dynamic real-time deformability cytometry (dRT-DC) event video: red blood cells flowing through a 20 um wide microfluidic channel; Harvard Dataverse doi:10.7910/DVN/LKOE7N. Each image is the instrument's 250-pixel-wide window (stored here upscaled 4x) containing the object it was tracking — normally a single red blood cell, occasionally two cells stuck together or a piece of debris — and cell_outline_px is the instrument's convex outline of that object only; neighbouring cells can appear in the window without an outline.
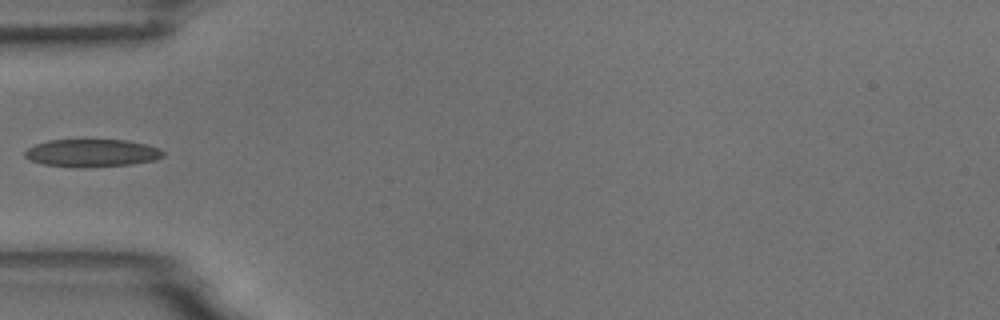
{"species": "common noctule bat (a hibernating species)", "species_latin": "Nyctalus noctula", "temperature_condition": "room temperature", "stored_images_in_passage": 6, "camera_frame_rate_fps": 3000, "um_per_image_px": 0.085, "animal": {"sex": "male", "body_mass_g": 18.8}, "frame": {"image": 1, "passage_image": 6, "time_ms": 5.667, "image_size_px": [1000, 320], "cell_outline_px": [[164, 156], [156, 160], [132, 164], [88, 168], [80, 168], [44, 164], [32, 160], [24, 156], [24, 152], [28, 148], [36, 144], [48, 140], [128, 140], [160, 148], [164, 152]], "centroid_in_image_um": [7.84, 13.01], "position_along_channel_um": 77.2, "area_um2": 22.43}}